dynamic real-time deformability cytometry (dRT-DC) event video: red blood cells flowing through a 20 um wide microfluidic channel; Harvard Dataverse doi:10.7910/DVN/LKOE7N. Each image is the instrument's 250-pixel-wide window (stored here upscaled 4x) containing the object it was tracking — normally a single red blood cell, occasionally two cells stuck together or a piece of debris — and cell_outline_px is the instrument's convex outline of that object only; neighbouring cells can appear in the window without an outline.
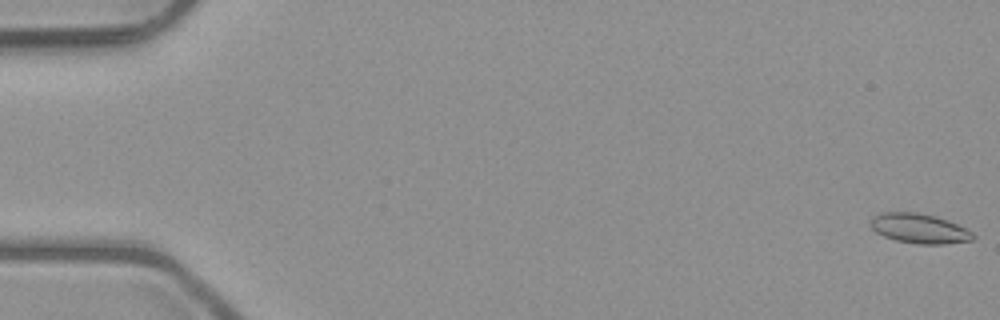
{"species": "common noctule bat (a hibernating species)", "species_latin": "Nyctalus noctula", "temperature_condition": "room temperature", "stored_images_in_passage": 52, "camera_frame_rate_fps": 3000, "um_per_image_px": 0.085, "animal": {"sex": "male", "body_mass_g": 23.1, "forearm_length_mm": 52.7}, "frame": {"image": 1, "passage_image": 1, "time_ms": 0.0, "image_size_px": [1000, 320], "cell_outline_px": [[976, 236], [972, 240], [944, 244], [920, 244], [896, 240], [884, 236], [876, 232], [868, 224], [872, 216], [880, 212], [916, 212], [936, 216], [948, 220], [972, 232]], "centroid_in_image_um": [78.1, 19.41], "position_along_channel_um": 6.9, "area_um2": 17.8}}
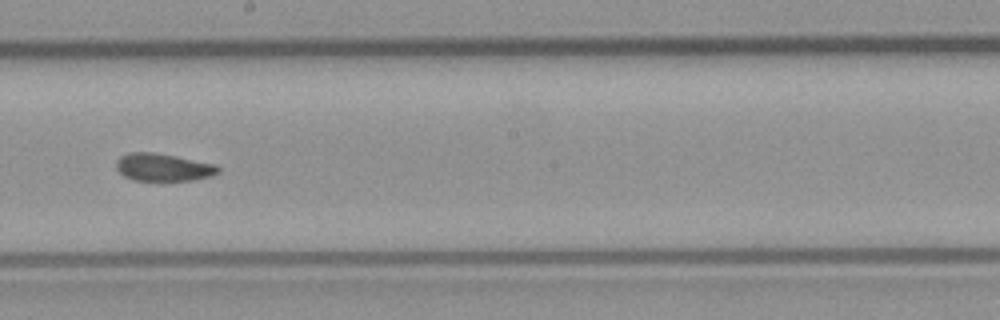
{"frame": {"image": 2, "passage_image": 30, "time_ms": 9.667, "image_size_px": [1000, 320], "cell_outline_px": [[220, 172], [212, 176], [192, 180], [132, 180], [124, 176], [116, 168], [116, 160], [120, 156], [128, 152], [152, 152], [176, 156], [216, 164], [220, 168]], "centroid_in_image_um": [13.87, 14.21], "position_along_channel_um": 234.3, "area_um2": 16.47}}
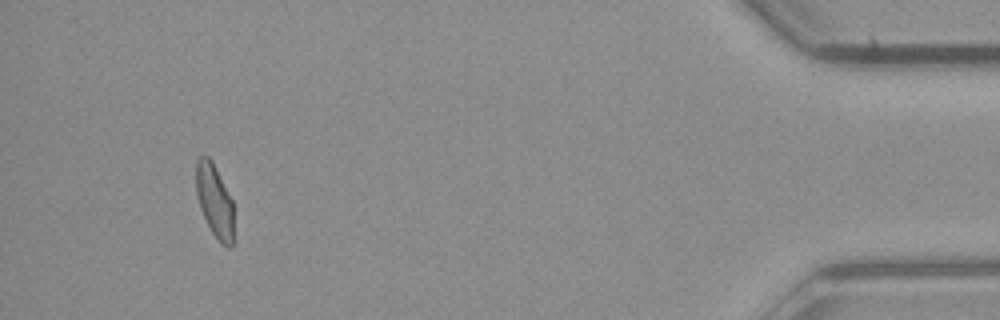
{"frame": {"image": 3, "passage_image": 49, "time_ms": 16.0, "image_size_px": [1000, 320], "cell_outline_px": [[232, 248], [228, 248], [220, 244], [212, 232], [200, 208], [196, 192], [196, 160], [200, 156], [208, 156], [212, 160], [232, 200]], "centroid_in_image_um": [18.22, 17.06], "position_along_channel_um": 417.0, "area_um2": 15.84}, "authors_computed_cell_mechanics": {"area_um2": 16.8776, "velocity_mm_per_s": 4.0243, "shape_relaxation_time_tau1_ms": 4.5626, "shape_relaxation_time_tau2_ms": 2.1621, "deformation_change_tau1": 0.1143, "deformation_change_tau2": 0.0674}}